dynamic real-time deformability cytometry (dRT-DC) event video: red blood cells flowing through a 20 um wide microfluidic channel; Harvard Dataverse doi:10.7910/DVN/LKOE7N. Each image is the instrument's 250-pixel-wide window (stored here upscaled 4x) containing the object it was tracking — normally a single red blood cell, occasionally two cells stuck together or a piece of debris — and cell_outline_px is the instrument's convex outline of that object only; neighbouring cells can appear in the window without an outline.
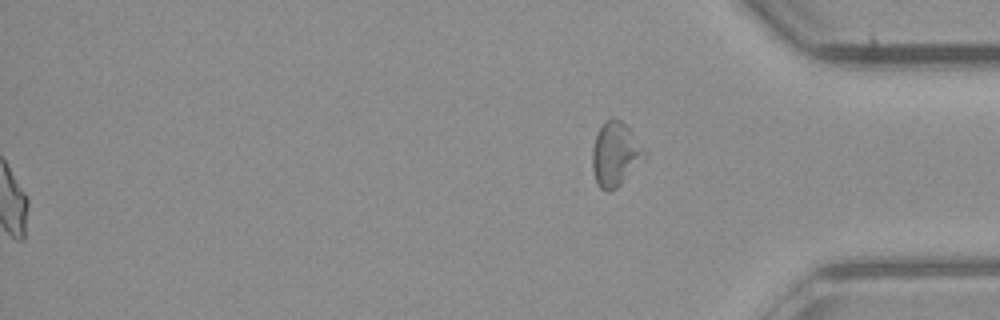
{"species": "common noctule bat (a hibernating species)", "species_latin": "Nyctalus noctula", "temperature_condition": "room temperature", "stored_images_in_passage": 51, "segment_of_instrument_passage": [2, 2], "camera_frame_rate_fps": 3000, "um_per_image_px": 0.085, "animal": {"sex": "male", "body_mass_g": 23.1, "forearm_length_mm": 52.7}, "frame": {"image": 1, "passage_image": 51, "time_ms": 16.667, "image_size_px": [1000, 320], "cell_outline_px": [[648, 152], [620, 184], [616, 188], [608, 192], [600, 188], [596, 180], [592, 168], [592, 148], [596, 136], [600, 128], [608, 120], [620, 120], [628, 124]], "centroid_in_image_um": [52.31, 13.08], "position_along_channel_um": 382.9, "area_um2": 19.19}}